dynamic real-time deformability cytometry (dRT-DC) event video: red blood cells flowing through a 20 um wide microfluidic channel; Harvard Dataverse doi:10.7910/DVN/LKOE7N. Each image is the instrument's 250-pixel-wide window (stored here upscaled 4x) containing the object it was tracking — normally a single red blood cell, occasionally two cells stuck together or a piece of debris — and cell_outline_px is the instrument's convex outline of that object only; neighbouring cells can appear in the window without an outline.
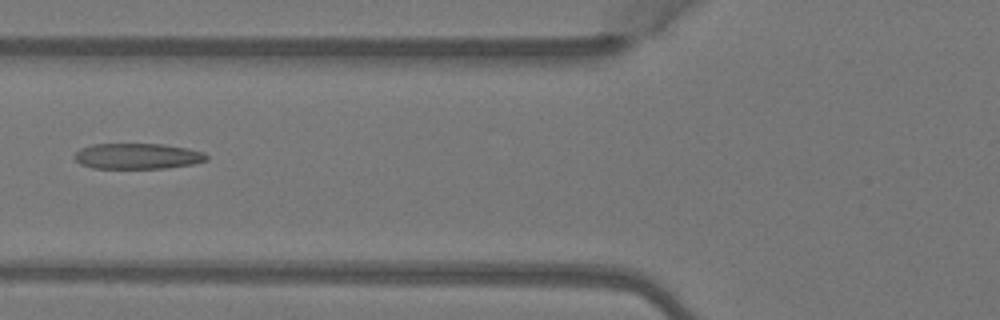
{"species": "Egyptian fruit bat (a non-hibernating species)", "species_latin": "Rousettus aegyptiacus", "temperature_condition": "warm", "stored_images_in_passage": 5, "camera_frame_rate_fps": 3000, "um_per_image_px": 0.085, "animal": {"sex": "female"}, "frame": {"image": 1, "passage_image": 5, "time_ms": 1.333, "image_size_px": [1000, 320], "cell_outline_px": [[208, 160], [192, 164], [168, 168], [92, 168], [80, 164], [72, 156], [80, 148], [92, 144], [164, 144], [188, 148], [204, 152], [208, 156]], "centroid_in_image_um": [11.68, 13.27], "position_along_channel_um": 114.1, "area_um2": 19.94}}